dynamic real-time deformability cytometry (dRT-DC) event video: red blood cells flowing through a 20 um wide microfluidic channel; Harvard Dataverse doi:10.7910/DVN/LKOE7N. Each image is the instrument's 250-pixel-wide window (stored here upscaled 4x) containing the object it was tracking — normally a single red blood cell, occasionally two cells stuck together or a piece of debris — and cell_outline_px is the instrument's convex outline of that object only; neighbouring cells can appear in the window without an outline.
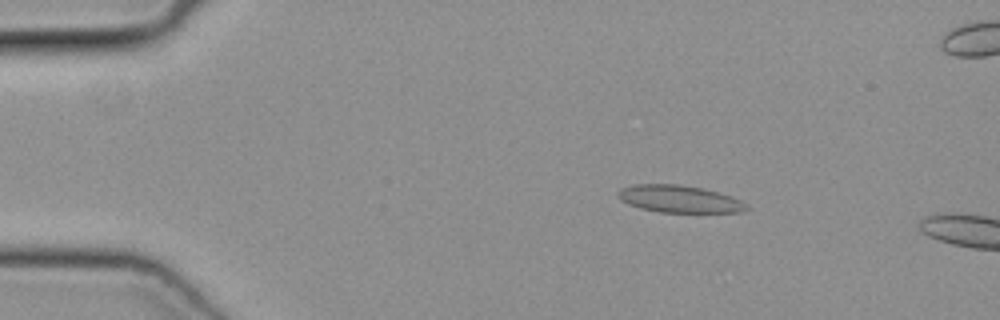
{"species": "common noctule bat (a hibernating species)", "species_latin": "Nyctalus noctula", "temperature_condition": "cold", "stored_images_in_passage": 12, "camera_frame_rate_fps": 3000, "um_per_image_px": 0.085, "animal": {"sex": "female", "body_mass_g": 19.3, "forearm_length_mm": 54.1}, "frame": {"image": 1, "passage_image": 9, "time_ms": 2.667, "image_size_px": [1000, 320], "cell_outline_px": [[752, 208], [744, 212], [660, 212], [640, 208], [628, 204], [620, 200], [616, 192], [620, 188], [632, 184], [680, 184], [700, 188], [732, 196], [740, 200]], "centroid_in_image_um": [57.72, 16.91], "position_along_channel_um": 27.3, "area_um2": 20.52}}